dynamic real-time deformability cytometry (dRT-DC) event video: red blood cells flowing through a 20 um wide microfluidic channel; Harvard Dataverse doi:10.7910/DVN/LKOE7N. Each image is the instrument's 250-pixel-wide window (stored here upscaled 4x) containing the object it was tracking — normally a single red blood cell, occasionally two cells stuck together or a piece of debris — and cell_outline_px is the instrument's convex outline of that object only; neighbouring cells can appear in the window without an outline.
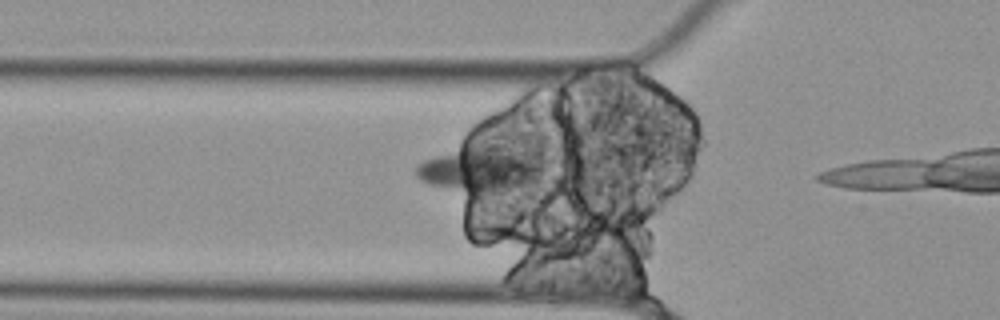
{"species": "Egyptian fruit bat (a non-hibernating species)", "species_latin": "Rousettus aegyptiacus", "temperature_condition": "cold", "stored_images_in_passage": 7, "segment_of_instrument_passage": [1, 2], "camera_frame_rate_fps": 3000, "um_per_image_px": 0.085, "animal": {"sex": "female"}, "frame": {"image": 1, "passage_image": 3, "time_ms": 0.667, "image_size_px": [1000, 320], "cell_outline_px": [[544, 172], [536, 192], [468, 192], [428, 184], [420, 180], [416, 176], [416, 168], [424, 160], [460, 140], [464, 140], [492, 144], [544, 160]], "centroid_in_image_um": [40.95, 14.36], "position_along_channel_um": 84.8, "area_um2": 36.47}}